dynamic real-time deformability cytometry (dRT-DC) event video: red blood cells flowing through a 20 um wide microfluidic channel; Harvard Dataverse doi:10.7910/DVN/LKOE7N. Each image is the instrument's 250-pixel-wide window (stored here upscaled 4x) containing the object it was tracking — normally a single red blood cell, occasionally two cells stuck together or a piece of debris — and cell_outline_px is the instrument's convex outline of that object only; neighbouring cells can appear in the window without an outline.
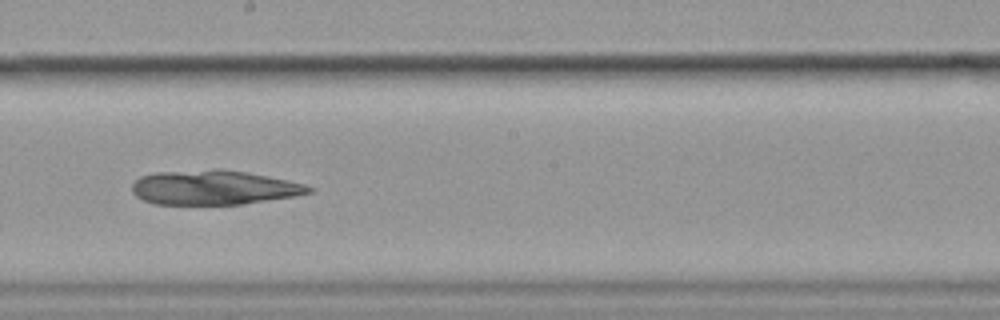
{"species": "common noctule bat (a hibernating species)", "species_latin": "Nyctalus noctula", "temperature_condition": "cold", "stored_images_in_passage": 14, "camera_frame_rate_fps": 3000, "um_per_image_px": 0.085, "animal": {"sex": "female", "body_mass_g": 19.9}, "frame": {"image": 1, "passage_image": 8, "time_ms": 2.333, "image_size_px": [1000, 320], "cell_outline_px": [[312, 192], [296, 196], [240, 204], [156, 204], [144, 200], [136, 196], [132, 192], [132, 184], [140, 176], [156, 172], [244, 172], [268, 176], [304, 184], [312, 188]], "centroid_in_image_um": [18.17, 15.98], "position_along_channel_um": 230.0, "area_um2": 34.1}}